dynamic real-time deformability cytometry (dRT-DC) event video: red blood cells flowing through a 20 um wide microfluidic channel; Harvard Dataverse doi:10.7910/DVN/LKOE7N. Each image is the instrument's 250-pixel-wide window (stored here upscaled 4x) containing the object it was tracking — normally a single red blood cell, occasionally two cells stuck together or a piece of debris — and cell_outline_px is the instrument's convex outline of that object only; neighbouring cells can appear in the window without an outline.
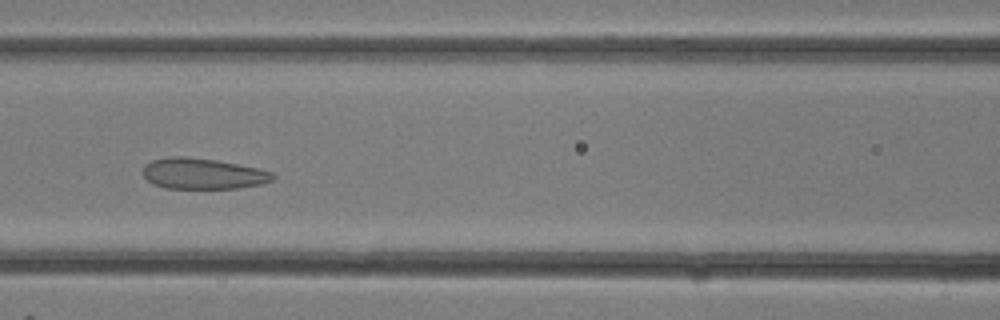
{"species": "common noctule bat (a hibernating species)", "species_latin": "Nyctalus noctula", "temperature_condition": "room temperature", "stored_images_in_passage": 18, "camera_frame_rate_fps": 3000, "um_per_image_px": 0.085, "animal": {"sex": "female"}, "frame": {"image": 1, "passage_image": 13, "time_ms": 4.0, "image_size_px": [1000, 320], "cell_outline_px": [[276, 176], [272, 180], [260, 184], [236, 188], [164, 188], [152, 184], [144, 176], [144, 164], [152, 160], [172, 156], [184, 156], [216, 160], [260, 168], [272, 172]], "centroid_in_image_um": [17.24, 14.75], "position_along_channel_um": 149.4, "area_um2": 23.35}}
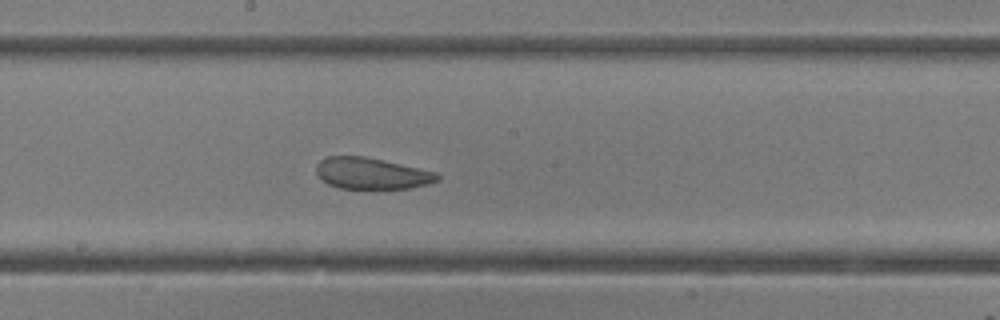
{"frame": {"image": 2, "passage_image": 16, "time_ms": 5.0, "image_size_px": [1000, 320], "cell_outline_px": [[440, 180], [428, 184], [412, 188], [340, 188], [328, 184], [316, 176], [316, 164], [320, 160], [328, 156], [364, 156], [436, 172], [440, 176]], "centroid_in_image_um": [31.56, 14.74], "position_along_channel_um": 216.6, "area_um2": 22.08}}
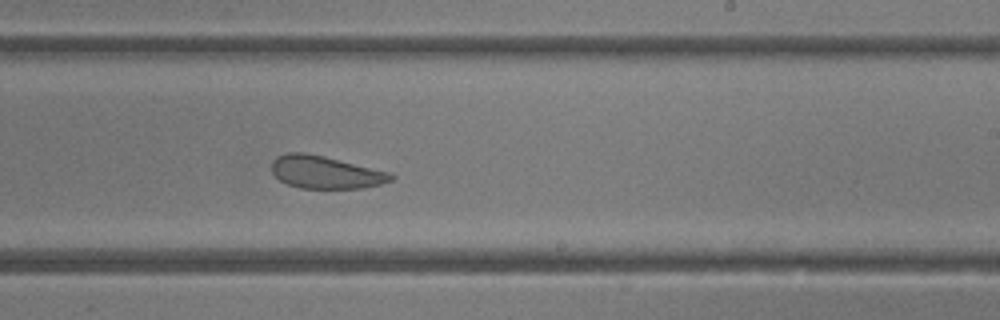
{"frame": {"image": 3, "passage_image": 18, "time_ms": 5.667, "image_size_px": [1000, 320], "cell_outline_px": [[396, 176], [392, 180], [380, 184], [364, 188], [300, 188], [288, 184], [280, 180], [272, 172], [272, 160], [276, 156], [288, 152], [304, 152], [324, 156], [392, 172]], "centroid_in_image_um": [27.69, 14.63], "position_along_channel_um": 261.3, "area_um2": 22.83}}